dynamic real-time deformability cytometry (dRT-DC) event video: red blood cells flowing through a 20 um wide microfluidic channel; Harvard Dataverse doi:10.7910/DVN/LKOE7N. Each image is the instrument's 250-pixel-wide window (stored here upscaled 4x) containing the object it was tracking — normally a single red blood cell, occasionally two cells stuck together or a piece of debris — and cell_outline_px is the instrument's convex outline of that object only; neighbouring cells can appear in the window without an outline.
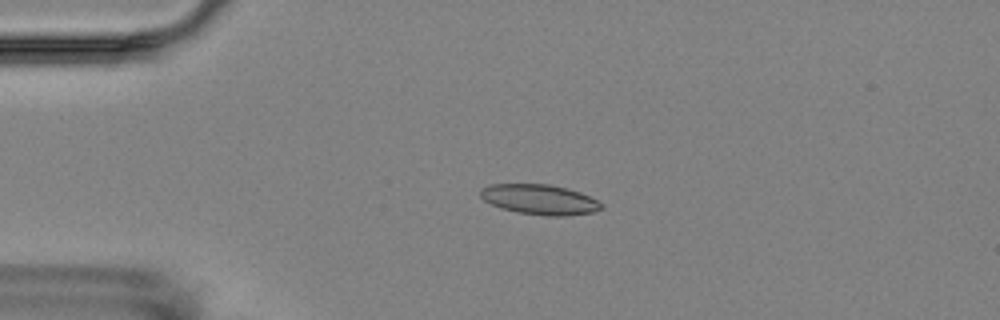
{"species": "Egyptian fruit bat (a non-hibernating species)", "species_latin": "Rousettus aegyptiacus", "temperature_condition": "room temperature", "stored_images_in_passage": 4, "camera_frame_rate_fps": 3000, "um_per_image_px": 0.085, "animal": {"sex": "female"}, "frame": {"image": 1, "passage_image": 2, "time_ms": 1.333, "image_size_px": [1000, 320], "cell_outline_px": [[604, 208], [592, 212], [564, 216], [548, 216], [516, 212], [500, 208], [484, 200], [480, 196], [480, 188], [488, 184], [548, 184], [568, 188], [580, 192], [604, 204]], "centroid_in_image_um": [45.85, 16.95], "position_along_channel_um": 39.1, "area_um2": 21.33}}